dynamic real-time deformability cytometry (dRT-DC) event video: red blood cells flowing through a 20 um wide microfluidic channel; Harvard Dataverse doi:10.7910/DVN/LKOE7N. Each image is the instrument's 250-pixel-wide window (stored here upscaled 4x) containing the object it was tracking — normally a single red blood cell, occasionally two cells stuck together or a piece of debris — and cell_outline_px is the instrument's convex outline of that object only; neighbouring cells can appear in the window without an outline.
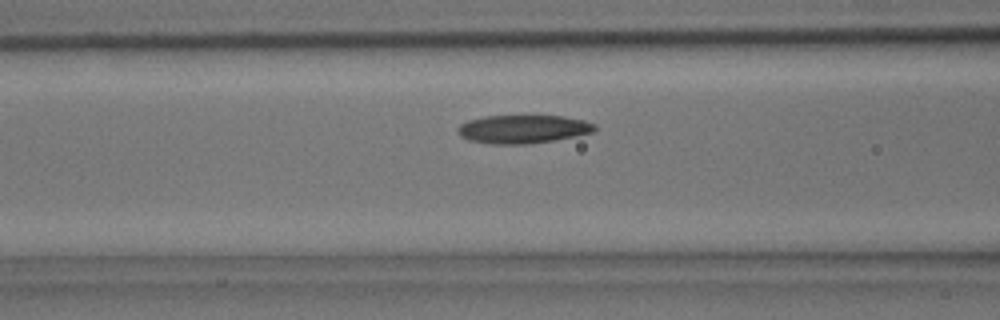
{"species": "common noctule bat (a hibernating species)", "species_latin": "Nyctalus noctula", "temperature_condition": "room temperature", "stored_images_in_passage": 6, "camera_frame_rate_fps": 3000, "um_per_image_px": 0.085, "animal": {"sex": "male", "body_mass_g": 15.6}, "frame": {"image": 1, "passage_image": 6, "time_ms": 1.667, "image_size_px": [1000, 320], "cell_outline_px": [[596, 128], [592, 132], [576, 136], [556, 140], [524, 144], [492, 144], [468, 140], [460, 136], [456, 128], [460, 124], [468, 120], [484, 116], [564, 116], [584, 120], [596, 124]], "centroid_in_image_um": [44.44, 10.97], "position_along_channel_um": 122.2, "area_um2": 22.72}}